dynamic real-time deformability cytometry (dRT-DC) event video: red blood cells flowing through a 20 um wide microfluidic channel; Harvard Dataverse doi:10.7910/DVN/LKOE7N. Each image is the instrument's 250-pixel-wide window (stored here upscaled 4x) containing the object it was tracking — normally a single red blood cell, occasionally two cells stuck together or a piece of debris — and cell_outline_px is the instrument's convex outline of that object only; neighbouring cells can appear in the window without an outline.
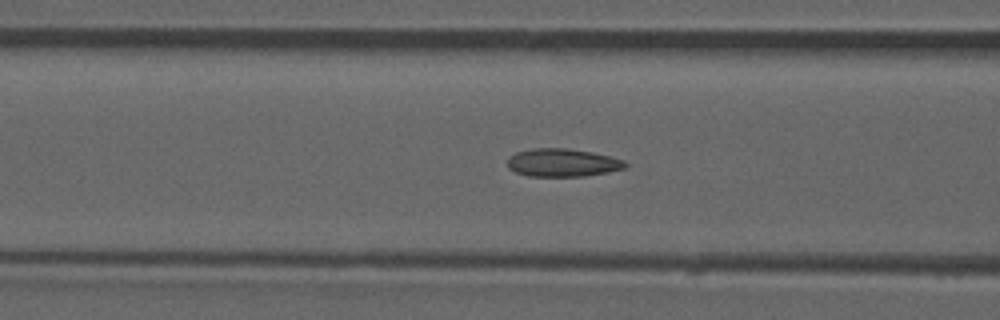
{"species": "common noctule bat (a hibernating species)", "species_latin": "Nyctalus noctula", "temperature_condition": "room temperature", "stored_images_in_passage": 48, "camera_frame_rate_fps": 3000, "um_per_image_px": 0.085, "animal": {"sex": "male", "forearm_length_mm": 52.5}, "frame": {"image": 1, "passage_image": 21, "time_ms": 6.667, "image_size_px": [1000, 320], "cell_outline_px": [[628, 164], [624, 168], [608, 172], [584, 176], [528, 176], [516, 172], [508, 168], [508, 156], [516, 152], [532, 148], [568, 148], [592, 152], [624, 160]], "centroid_in_image_um": [47.79, 13.82], "position_along_channel_um": 118.8, "area_um2": 19.25}, "authors_computed_cell_mechanics": {"area_um2": 18.9584, "velocity_mm_per_s": 3.9195, "shape_relaxation_time_tau1_ms": null, "shape_relaxation_time_tau2_ms": 1.3239, "deformation_change_tau1": null, "deformation_change_tau2": 0.0601}}